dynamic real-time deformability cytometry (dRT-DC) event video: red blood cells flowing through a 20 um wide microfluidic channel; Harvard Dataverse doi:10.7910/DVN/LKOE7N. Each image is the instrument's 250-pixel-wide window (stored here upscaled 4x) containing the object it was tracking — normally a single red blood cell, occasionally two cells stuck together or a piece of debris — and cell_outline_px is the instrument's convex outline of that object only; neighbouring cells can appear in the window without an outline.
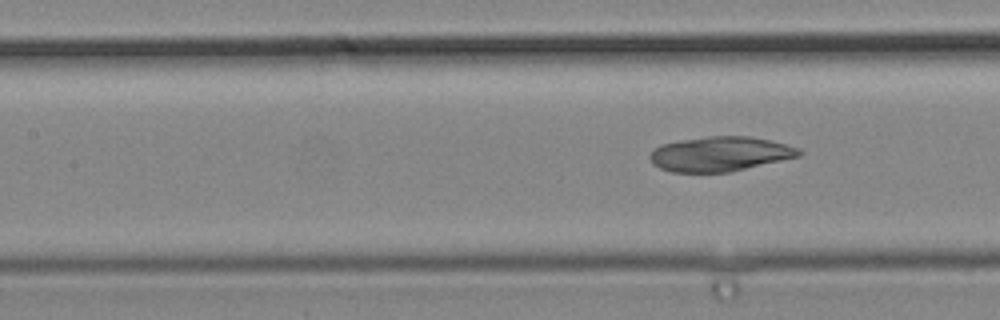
{"species": "common noctule bat (a hibernating species)", "species_latin": "Nyctalus noctula", "temperature_condition": "cold", "stored_images_in_passage": 5, "segment_of_instrument_passage": [2, 2], "camera_frame_rate_fps": 3000, "um_per_image_px": 0.085, "animal": {"sex": "male", "body_mass_g": 19.2, "forearm_length_mm": 51.8}, "frame": {"image": 1, "passage_image": 5, "time_ms": 1.333, "image_size_px": [1000, 320], "cell_outline_px": [[804, 152], [800, 156], [732, 172], [672, 172], [660, 168], [652, 164], [648, 156], [660, 144], [708, 136], [748, 136], [768, 140], [800, 148]], "centroid_in_image_um": [61.22, 13.1], "position_along_channel_um": 146.2, "area_um2": 30.11}}